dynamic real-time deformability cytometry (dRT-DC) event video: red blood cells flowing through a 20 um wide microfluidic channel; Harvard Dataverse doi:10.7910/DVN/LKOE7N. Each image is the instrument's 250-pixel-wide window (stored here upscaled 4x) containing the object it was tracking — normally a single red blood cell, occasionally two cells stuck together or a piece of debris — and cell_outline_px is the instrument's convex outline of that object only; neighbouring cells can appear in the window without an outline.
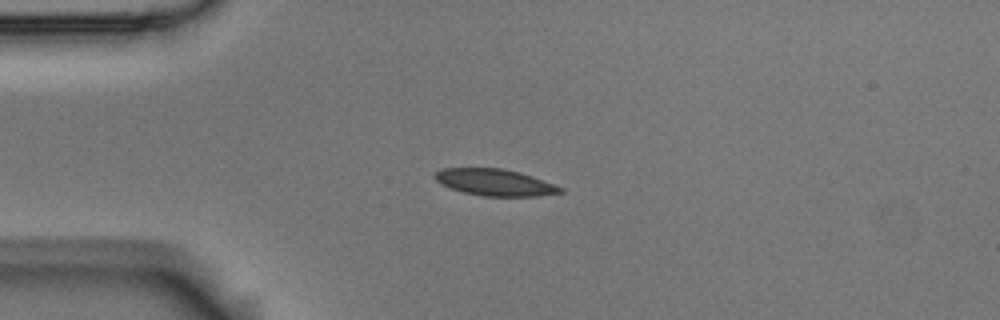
{"species": "Egyptian fruit bat (a non-hibernating species)", "species_latin": "Rousettus aegyptiacus", "temperature_condition": "room temperature", "stored_images_in_passage": 43, "camera_frame_rate_fps": 3000, "um_per_image_px": 0.085, "animal": {"sex": "male"}, "frame": {"image": 1, "passage_image": 1, "time_ms": 0.0, "image_size_px": [1000, 320], "cell_outline_px": [[564, 192], [536, 196], [484, 196], [464, 192], [440, 184], [432, 176], [436, 172], [444, 168], [500, 168], [532, 176], [564, 188]], "centroid_in_image_um": [42.05, 15.5], "position_along_channel_um": 43.0, "area_um2": 19.25}}
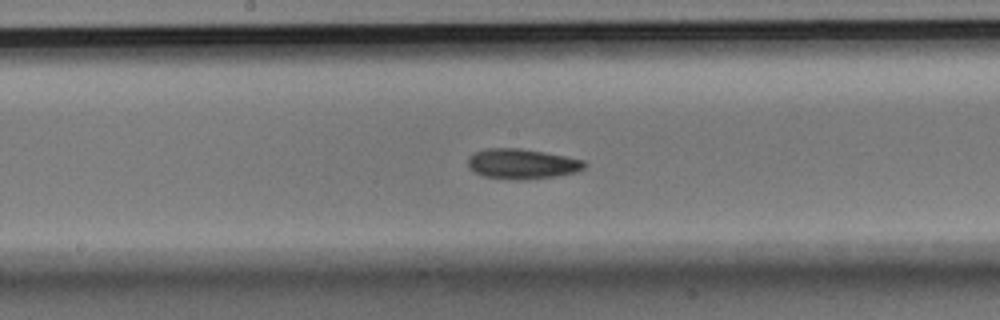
{"frame": {"image": 2, "passage_image": 16, "time_ms": 5.0, "image_size_px": [1000, 320], "cell_outline_px": [[588, 164], [584, 168], [576, 172], [556, 176], [524, 180], [516, 180], [484, 176], [468, 168], [468, 156], [476, 152], [488, 148], [520, 148], [544, 152], [584, 160]], "centroid_in_image_um": [44.38, 13.93], "position_along_channel_um": 203.8, "area_um2": 20.46}}
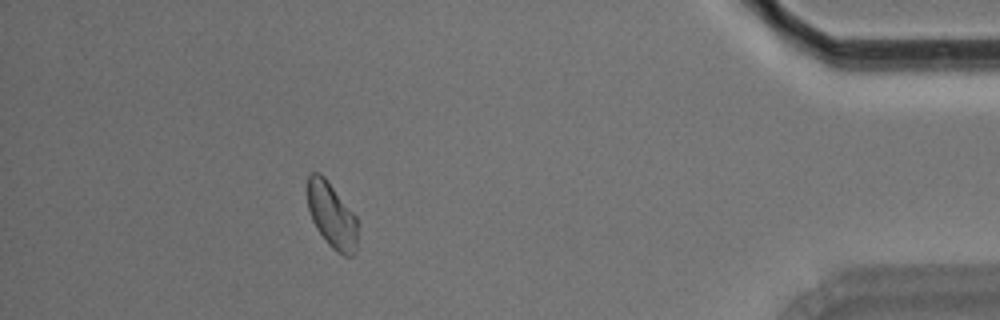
{"frame": {"image": 3, "passage_image": 37, "time_ms": 12.0, "image_size_px": [1000, 320], "cell_outline_px": [[356, 252], [352, 256], [344, 256], [336, 252], [328, 244], [316, 228], [312, 220], [308, 208], [308, 176], [312, 172], [320, 172], [324, 176], [356, 216]], "centroid_in_image_um": [28.19, 18.31], "position_along_channel_um": 407.0, "area_um2": 18.96}, "authors_computed_cell_mechanics": {"area_um2": 19.8832, "velocity_mm_per_s": 3.6227, "shape_relaxation_time_tau1_ms": 4.917, "shape_relaxation_time_tau2_ms": 7.1706, "deformation_change_tau1": 0.1078, "deformation_change_tau2": 0.098}}